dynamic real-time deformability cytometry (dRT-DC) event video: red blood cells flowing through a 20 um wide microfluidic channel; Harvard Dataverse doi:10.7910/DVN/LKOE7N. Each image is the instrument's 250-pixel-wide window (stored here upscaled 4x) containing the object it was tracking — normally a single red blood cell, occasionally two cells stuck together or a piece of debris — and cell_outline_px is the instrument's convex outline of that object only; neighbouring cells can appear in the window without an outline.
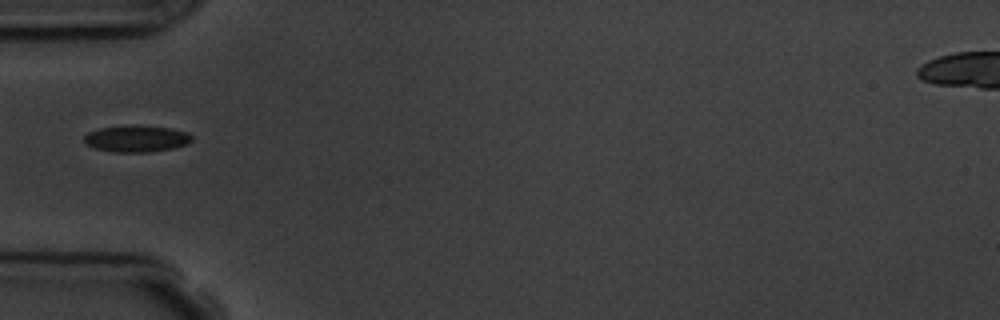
{"species": "common noctule bat (a hibernating species)", "species_latin": "Nyctalus noctula", "temperature_condition": "room temperature", "stored_images_in_passage": 6, "camera_frame_rate_fps": 3000, "um_per_image_px": 0.085, "animal": {"sex": "male", "body_mass_g": 19.5, "forearm_length_mm": 54.6}, "frame": {"image": 1, "passage_image": 6, "time_ms": 5.667, "image_size_px": [1000, 320], "cell_outline_px": [[192, 140], [188, 144], [172, 148], [148, 152], [112, 152], [96, 148], [84, 144], [84, 136], [88, 132], [100, 128], [172, 128], [188, 132], [192, 136]], "centroid_in_image_um": [11.61, 11.84], "position_along_channel_um": 73.4, "area_um2": 15.9}}